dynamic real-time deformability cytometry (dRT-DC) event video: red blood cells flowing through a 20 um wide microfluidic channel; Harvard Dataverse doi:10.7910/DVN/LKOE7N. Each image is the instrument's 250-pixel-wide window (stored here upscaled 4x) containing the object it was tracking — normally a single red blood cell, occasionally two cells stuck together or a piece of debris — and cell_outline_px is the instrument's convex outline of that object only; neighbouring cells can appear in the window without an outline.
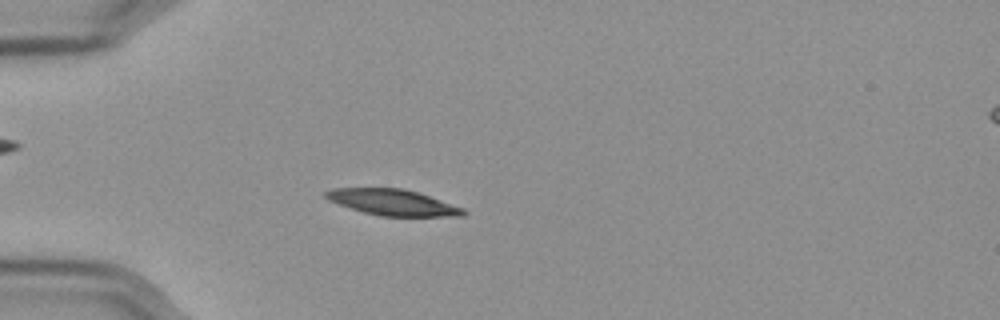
{"species": "Egyptian fruit bat (a non-hibernating species)", "species_latin": "Rousettus aegyptiacus", "temperature_condition": "cold", "stored_images_in_passage": 58, "camera_frame_rate_fps": 3000, "um_per_image_px": 0.085, "frame": {"image": 1, "passage_image": 17, "time_ms": 5.333, "image_size_px": [1000, 320], "cell_outline_px": [[468, 212], [464, 216], [380, 216], [364, 212], [328, 200], [324, 196], [324, 192], [332, 188], [400, 188], [416, 192], [464, 208]], "centroid_in_image_um": [33.38, 17.2], "position_along_channel_um": 51.6, "area_um2": 20.58}}
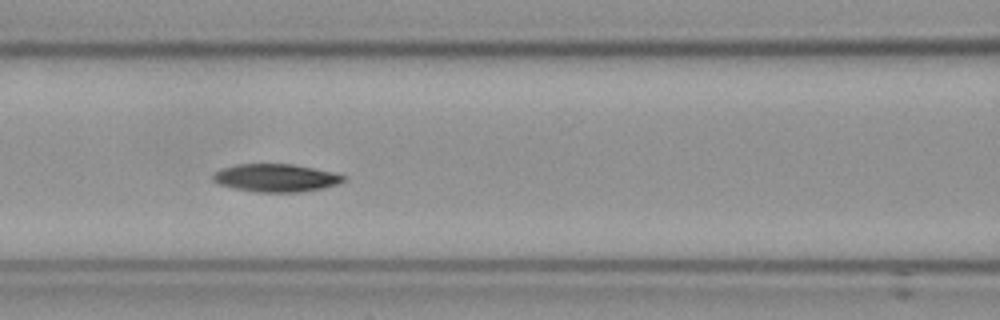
{"frame": {"image": 2, "passage_image": 26, "time_ms": 8.333, "image_size_px": [1000, 320], "cell_outline_px": [[344, 180], [336, 184], [324, 188], [300, 192], [256, 192], [236, 188], [220, 184], [212, 180], [212, 176], [216, 172], [224, 168], [236, 164], [292, 164], [332, 172], [344, 176]], "centroid_in_image_um": [23.44, 15.12], "position_along_channel_um": 143.2, "area_um2": 20.87}}
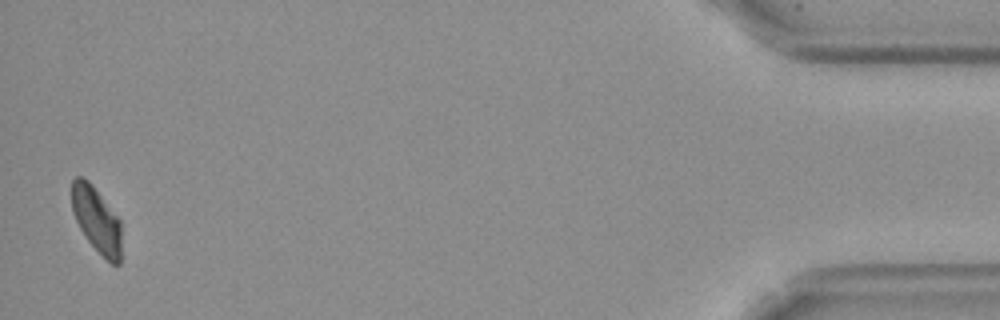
{"frame": {"image": 3, "passage_image": 57, "time_ms": 18.667, "image_size_px": [1000, 320], "cell_outline_px": [[120, 264], [112, 264], [88, 240], [80, 228], [72, 212], [72, 180], [76, 176], [80, 176], [88, 180], [92, 184], [120, 220]], "centroid_in_image_um": [8.19, 18.64], "position_along_channel_um": 427.0, "area_um2": 18.55}}